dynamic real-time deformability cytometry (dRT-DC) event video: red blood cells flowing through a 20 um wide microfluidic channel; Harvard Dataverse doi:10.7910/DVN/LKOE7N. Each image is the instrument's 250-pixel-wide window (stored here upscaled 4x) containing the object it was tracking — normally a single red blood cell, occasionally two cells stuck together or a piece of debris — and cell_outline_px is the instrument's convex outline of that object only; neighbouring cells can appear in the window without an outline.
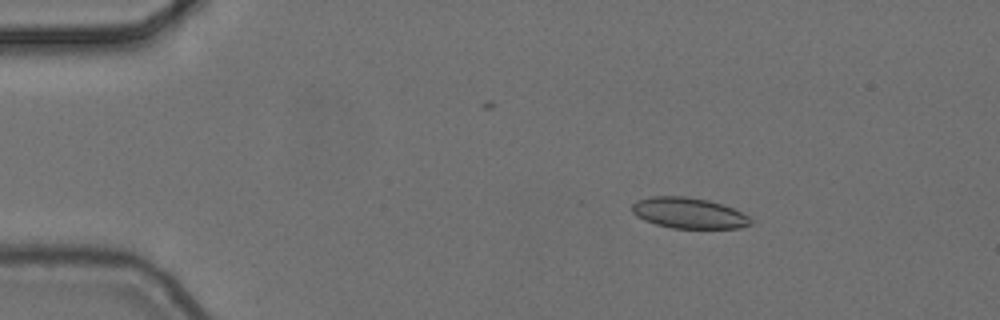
{"species": "common noctule bat (a hibernating species)", "species_latin": "Nyctalus noctula", "temperature_condition": "cold", "stored_images_in_passage": 5, "camera_frame_rate_fps": 3000, "um_per_image_px": 0.085, "animal": {"sex": "female", "body_mass_g": 24.6, "forearm_length_mm": 56.2}, "frame": {"image": 1, "passage_image": 2, "time_ms": 0.333, "image_size_px": [1000, 320], "cell_outline_px": [[752, 224], [740, 228], [672, 228], [656, 224], [644, 220], [636, 216], [632, 212], [632, 204], [636, 200], [652, 196], [684, 196], [708, 200], [732, 208], [748, 216], [752, 220]], "centroid_in_image_um": [58.51, 18.11], "position_along_channel_um": 26.5, "area_um2": 21.21}}
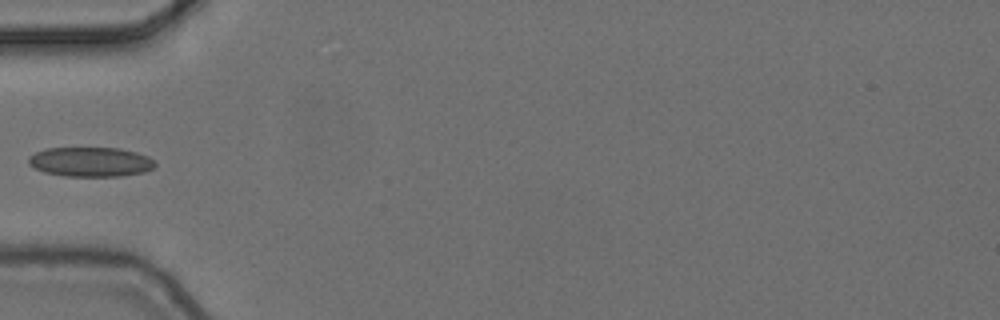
{"frame": {"image": 2, "passage_image": 5, "time_ms": 1.333, "image_size_px": [1000, 320], "cell_outline_px": [[156, 168], [144, 172], [124, 176], [64, 176], [44, 172], [28, 164], [28, 156], [44, 148], [120, 148], [136, 152], [148, 156], [156, 164]], "centroid_in_image_um": [7.71, 13.76], "position_along_channel_um": 77.3, "area_um2": 21.96}}